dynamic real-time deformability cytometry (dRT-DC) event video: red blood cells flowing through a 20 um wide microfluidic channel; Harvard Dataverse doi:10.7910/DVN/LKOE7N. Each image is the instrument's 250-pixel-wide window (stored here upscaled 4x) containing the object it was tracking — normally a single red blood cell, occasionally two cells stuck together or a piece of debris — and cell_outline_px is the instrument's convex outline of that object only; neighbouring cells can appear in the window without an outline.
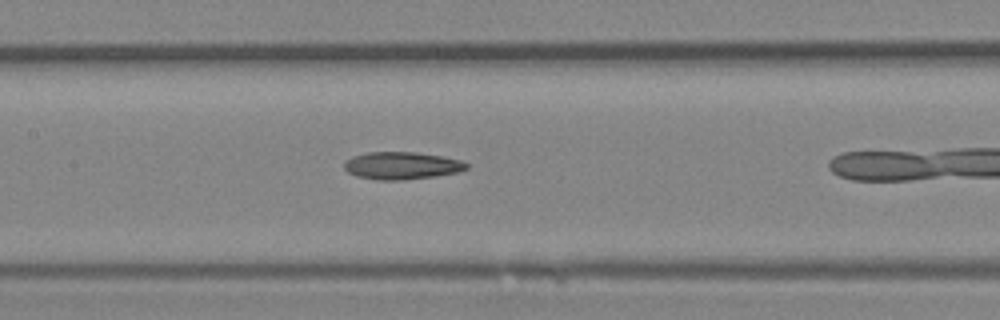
{"species": "Egyptian fruit bat (a non-hibernating species)", "species_latin": "Rousettus aegyptiacus", "temperature_condition": "room temperature", "stored_images_in_passage": 19, "camera_frame_rate_fps": 3000, "um_per_image_px": 0.085, "animal": {"sex": "female"}, "frame": {"image": 1, "passage_image": 16, "time_ms": 5.0, "image_size_px": [1000, 320], "cell_outline_px": [[468, 168], [460, 172], [404, 180], [376, 180], [356, 176], [348, 172], [344, 168], [344, 160], [352, 156], [368, 152], [416, 152], [440, 156], [460, 160], [468, 164]], "centroid_in_image_um": [34.11, 14.08], "position_along_channel_um": 173.3, "area_um2": 19.59}}